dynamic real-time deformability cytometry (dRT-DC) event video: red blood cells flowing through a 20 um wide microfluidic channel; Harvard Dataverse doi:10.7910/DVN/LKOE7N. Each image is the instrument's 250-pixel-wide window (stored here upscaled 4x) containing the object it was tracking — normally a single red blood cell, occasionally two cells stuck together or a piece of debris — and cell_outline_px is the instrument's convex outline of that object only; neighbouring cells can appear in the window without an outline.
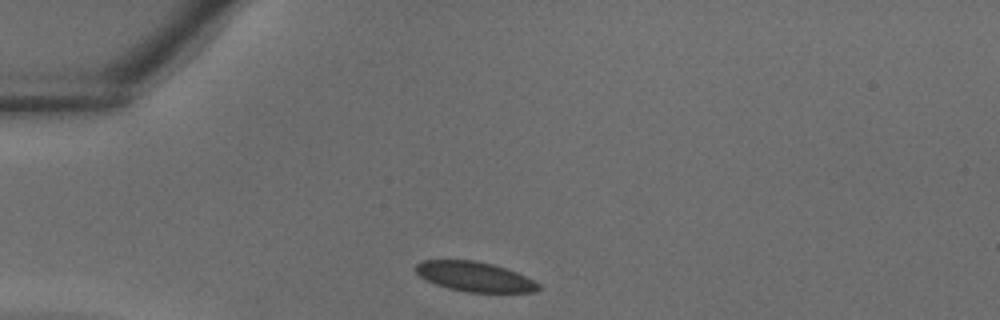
{"species": "common noctule bat (a hibernating species)", "species_latin": "Nyctalus noctula", "temperature_condition": "warm", "stored_images_in_passage": 29, "camera_frame_rate_fps": 3000, "um_per_image_px": 0.085, "animal": {"sex": "male", "body_mass_g": 18.8}, "frame": {"image": 1, "passage_image": 1, "time_ms": 0.0, "image_size_px": [1000, 320], "cell_outline_px": [[540, 288], [536, 292], [468, 292], [448, 288], [436, 284], [420, 276], [412, 268], [416, 264], [424, 260], [472, 260], [492, 264], [516, 272], [540, 284]], "centroid_in_image_um": [40.32, 23.51], "position_along_channel_um": 44.7, "area_um2": 21.1}}
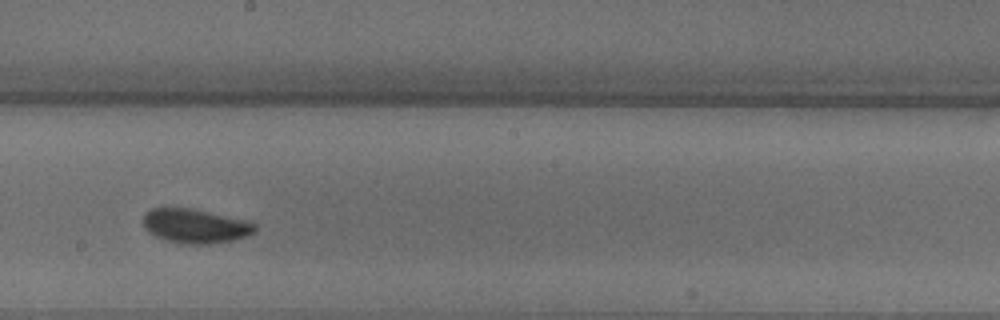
{"frame": {"image": 2, "passage_image": 13, "time_ms": 4.0, "image_size_px": [1000, 320], "cell_outline_px": [[256, 232], [248, 236], [232, 240], [208, 244], [184, 244], [164, 240], [148, 232], [144, 228], [144, 212], [152, 208], [188, 208], [244, 220], [256, 224]], "centroid_in_image_um": [16.57, 19.22], "position_along_channel_um": 231.6, "area_um2": 22.14}}
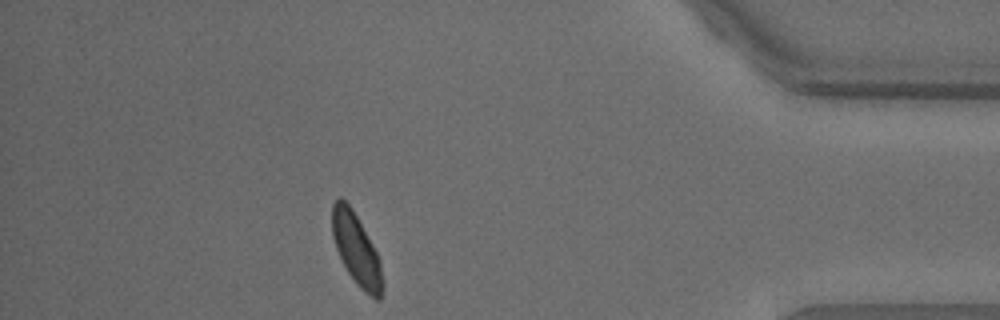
{"frame": {"image": 3, "passage_image": 25, "time_ms": 8.0, "image_size_px": [1000, 320], "cell_outline_px": [[384, 288], [380, 300], [376, 300], [364, 292], [356, 284], [348, 272], [336, 248], [332, 236], [332, 204], [340, 196], [352, 208], [372, 244], [380, 260], [384, 280]], "centroid_in_image_um": [30.31, 21.25], "position_along_channel_um": 404.9, "area_um2": 20.98}}